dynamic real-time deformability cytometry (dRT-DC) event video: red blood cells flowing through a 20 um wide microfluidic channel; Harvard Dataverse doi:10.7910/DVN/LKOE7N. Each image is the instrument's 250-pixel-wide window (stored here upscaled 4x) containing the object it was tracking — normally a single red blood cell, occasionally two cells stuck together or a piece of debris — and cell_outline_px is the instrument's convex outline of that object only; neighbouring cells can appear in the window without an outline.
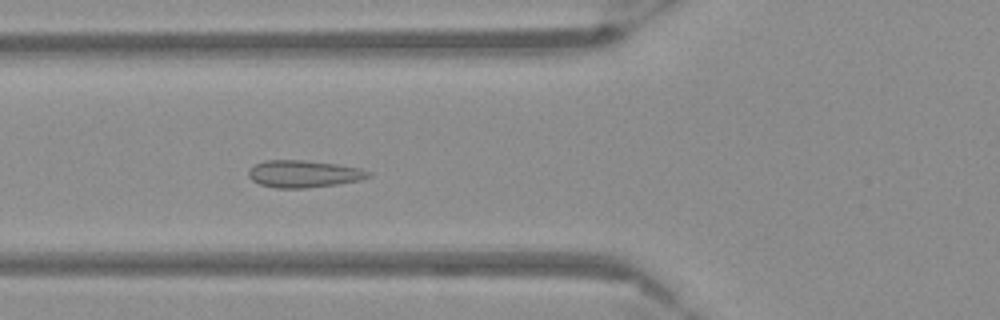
{"species": "Egyptian fruit bat (a non-hibernating species)", "species_latin": "Rousettus aegyptiacus", "temperature_condition": "warm", "stored_images_in_passage": 56, "camera_frame_rate_fps": 3000, "um_per_image_px": 0.085, "frame": {"image": 1, "passage_image": 22, "time_ms": 7.0, "image_size_px": [1000, 320], "cell_outline_px": [[372, 176], [360, 180], [336, 184], [304, 188], [276, 188], [260, 184], [252, 180], [248, 176], [248, 172], [256, 164], [264, 160], [304, 160], [336, 164], [360, 168], [372, 172]], "centroid_in_image_um": [25.84, 14.77], "position_along_channel_um": 100.0, "area_um2": 18.9}}
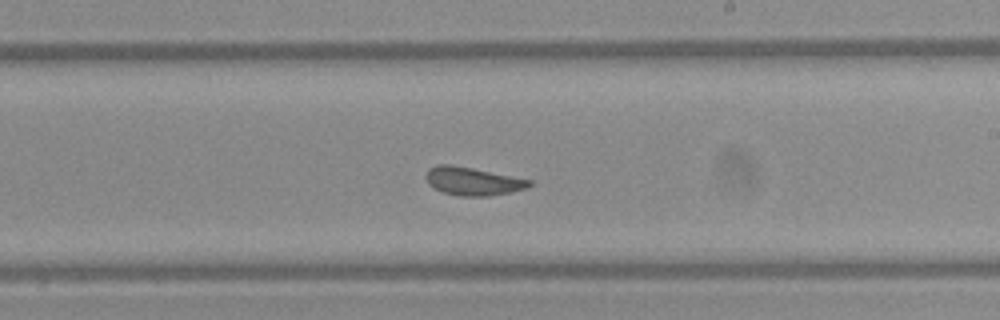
{"frame": {"image": 2, "passage_image": 34, "time_ms": 11.0, "image_size_px": [1000, 320], "cell_outline_px": [[532, 184], [528, 188], [488, 196], [460, 196], [444, 192], [428, 184], [428, 168], [436, 164], [448, 164], [472, 168], [532, 180]], "centroid_in_image_um": [40.21, 15.4], "position_along_channel_um": 248.8, "area_um2": 16.65}}
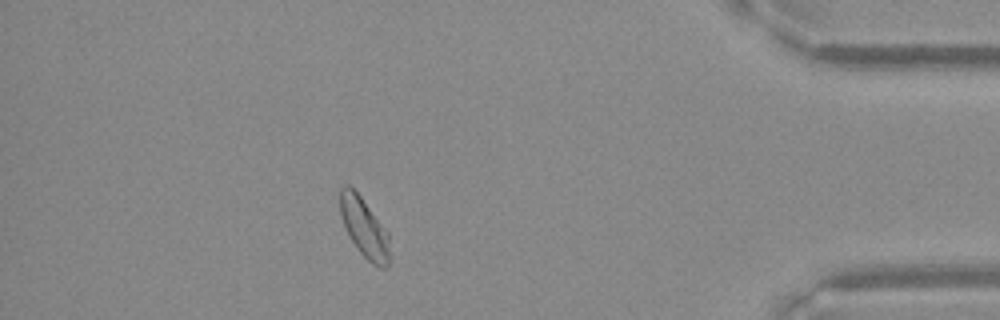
{"frame": {"image": 3, "passage_image": 50, "time_ms": 16.333, "image_size_px": [1000, 320], "cell_outline_px": [[388, 268], [380, 268], [372, 264], [356, 248], [340, 216], [340, 188], [344, 184], [348, 184], [360, 196], [388, 232]], "centroid_in_image_um": [30.94, 19.34], "position_along_channel_um": 404.3, "area_um2": 16.82}}